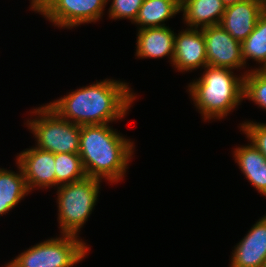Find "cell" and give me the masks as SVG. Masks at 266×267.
<instances>
[{
	"label": "cell",
	"instance_id": "obj_1",
	"mask_svg": "<svg viewBox=\"0 0 266 267\" xmlns=\"http://www.w3.org/2000/svg\"><path fill=\"white\" fill-rule=\"evenodd\" d=\"M131 91L127 83L105 79L47 105L76 125L108 124L127 114L136 97Z\"/></svg>",
	"mask_w": 266,
	"mask_h": 267
},
{
	"label": "cell",
	"instance_id": "obj_2",
	"mask_svg": "<svg viewBox=\"0 0 266 267\" xmlns=\"http://www.w3.org/2000/svg\"><path fill=\"white\" fill-rule=\"evenodd\" d=\"M133 144L108 124L82 125L78 154L86 176L111 183L122 180L134 152Z\"/></svg>",
	"mask_w": 266,
	"mask_h": 267
},
{
	"label": "cell",
	"instance_id": "obj_3",
	"mask_svg": "<svg viewBox=\"0 0 266 267\" xmlns=\"http://www.w3.org/2000/svg\"><path fill=\"white\" fill-rule=\"evenodd\" d=\"M202 77L188 90L204 120L223 119L243 101L244 75L234 76L231 69L206 65Z\"/></svg>",
	"mask_w": 266,
	"mask_h": 267
},
{
	"label": "cell",
	"instance_id": "obj_4",
	"mask_svg": "<svg viewBox=\"0 0 266 267\" xmlns=\"http://www.w3.org/2000/svg\"><path fill=\"white\" fill-rule=\"evenodd\" d=\"M101 180L85 177L57 189L58 220L62 234L78 236L96 205Z\"/></svg>",
	"mask_w": 266,
	"mask_h": 267
},
{
	"label": "cell",
	"instance_id": "obj_5",
	"mask_svg": "<svg viewBox=\"0 0 266 267\" xmlns=\"http://www.w3.org/2000/svg\"><path fill=\"white\" fill-rule=\"evenodd\" d=\"M31 113L38 116L27 120L31 133L37 139V148L54 154L79 152L81 125L61 118L48 105L38 107Z\"/></svg>",
	"mask_w": 266,
	"mask_h": 267
},
{
	"label": "cell",
	"instance_id": "obj_6",
	"mask_svg": "<svg viewBox=\"0 0 266 267\" xmlns=\"http://www.w3.org/2000/svg\"><path fill=\"white\" fill-rule=\"evenodd\" d=\"M34 245L10 261L12 267H71L82 261L89 247L78 236L61 234Z\"/></svg>",
	"mask_w": 266,
	"mask_h": 267
},
{
	"label": "cell",
	"instance_id": "obj_7",
	"mask_svg": "<svg viewBox=\"0 0 266 267\" xmlns=\"http://www.w3.org/2000/svg\"><path fill=\"white\" fill-rule=\"evenodd\" d=\"M107 3V0H51L39 13L55 26L70 29L98 21Z\"/></svg>",
	"mask_w": 266,
	"mask_h": 267
},
{
	"label": "cell",
	"instance_id": "obj_8",
	"mask_svg": "<svg viewBox=\"0 0 266 267\" xmlns=\"http://www.w3.org/2000/svg\"><path fill=\"white\" fill-rule=\"evenodd\" d=\"M206 46L207 65L227 69L246 67L241 42L231 37L220 25L202 28Z\"/></svg>",
	"mask_w": 266,
	"mask_h": 267
},
{
	"label": "cell",
	"instance_id": "obj_9",
	"mask_svg": "<svg viewBox=\"0 0 266 267\" xmlns=\"http://www.w3.org/2000/svg\"><path fill=\"white\" fill-rule=\"evenodd\" d=\"M28 190L56 185L55 154L37 147L22 151L17 156ZM35 187V188H34Z\"/></svg>",
	"mask_w": 266,
	"mask_h": 267
},
{
	"label": "cell",
	"instance_id": "obj_10",
	"mask_svg": "<svg viewBox=\"0 0 266 267\" xmlns=\"http://www.w3.org/2000/svg\"><path fill=\"white\" fill-rule=\"evenodd\" d=\"M266 8L265 0H246L226 6L220 26L239 42L254 30L260 14Z\"/></svg>",
	"mask_w": 266,
	"mask_h": 267
},
{
	"label": "cell",
	"instance_id": "obj_11",
	"mask_svg": "<svg viewBox=\"0 0 266 267\" xmlns=\"http://www.w3.org/2000/svg\"><path fill=\"white\" fill-rule=\"evenodd\" d=\"M178 71H192L207 65L206 46L202 29H183L174 40L172 63Z\"/></svg>",
	"mask_w": 266,
	"mask_h": 267
},
{
	"label": "cell",
	"instance_id": "obj_12",
	"mask_svg": "<svg viewBox=\"0 0 266 267\" xmlns=\"http://www.w3.org/2000/svg\"><path fill=\"white\" fill-rule=\"evenodd\" d=\"M230 267H264L266 215L259 219L233 250Z\"/></svg>",
	"mask_w": 266,
	"mask_h": 267
},
{
	"label": "cell",
	"instance_id": "obj_13",
	"mask_svg": "<svg viewBox=\"0 0 266 267\" xmlns=\"http://www.w3.org/2000/svg\"><path fill=\"white\" fill-rule=\"evenodd\" d=\"M175 33L168 28L154 27L138 30L136 56L139 58H162L174 56Z\"/></svg>",
	"mask_w": 266,
	"mask_h": 267
},
{
	"label": "cell",
	"instance_id": "obj_14",
	"mask_svg": "<svg viewBox=\"0 0 266 267\" xmlns=\"http://www.w3.org/2000/svg\"><path fill=\"white\" fill-rule=\"evenodd\" d=\"M226 6L222 0H184L181 11L186 25L190 28H205L219 25Z\"/></svg>",
	"mask_w": 266,
	"mask_h": 267
},
{
	"label": "cell",
	"instance_id": "obj_15",
	"mask_svg": "<svg viewBox=\"0 0 266 267\" xmlns=\"http://www.w3.org/2000/svg\"><path fill=\"white\" fill-rule=\"evenodd\" d=\"M235 161L258 193L266 196V158L251 142L234 150Z\"/></svg>",
	"mask_w": 266,
	"mask_h": 267
},
{
	"label": "cell",
	"instance_id": "obj_16",
	"mask_svg": "<svg viewBox=\"0 0 266 267\" xmlns=\"http://www.w3.org/2000/svg\"><path fill=\"white\" fill-rule=\"evenodd\" d=\"M180 11L179 0H144L134 23L141 26L139 30L164 27V22Z\"/></svg>",
	"mask_w": 266,
	"mask_h": 267
},
{
	"label": "cell",
	"instance_id": "obj_17",
	"mask_svg": "<svg viewBox=\"0 0 266 267\" xmlns=\"http://www.w3.org/2000/svg\"><path fill=\"white\" fill-rule=\"evenodd\" d=\"M19 172L0 168V215L8 213L30 192L21 167Z\"/></svg>",
	"mask_w": 266,
	"mask_h": 267
},
{
	"label": "cell",
	"instance_id": "obj_18",
	"mask_svg": "<svg viewBox=\"0 0 266 267\" xmlns=\"http://www.w3.org/2000/svg\"><path fill=\"white\" fill-rule=\"evenodd\" d=\"M244 64L247 59L261 63L259 69L266 70V8L260 14L254 30L241 42Z\"/></svg>",
	"mask_w": 266,
	"mask_h": 267
},
{
	"label": "cell",
	"instance_id": "obj_19",
	"mask_svg": "<svg viewBox=\"0 0 266 267\" xmlns=\"http://www.w3.org/2000/svg\"><path fill=\"white\" fill-rule=\"evenodd\" d=\"M55 172L57 187L79 181L86 177V173L78 153L55 154Z\"/></svg>",
	"mask_w": 266,
	"mask_h": 267
},
{
	"label": "cell",
	"instance_id": "obj_20",
	"mask_svg": "<svg viewBox=\"0 0 266 267\" xmlns=\"http://www.w3.org/2000/svg\"><path fill=\"white\" fill-rule=\"evenodd\" d=\"M248 71L244 72L243 98L266 110V70L256 68Z\"/></svg>",
	"mask_w": 266,
	"mask_h": 267
},
{
	"label": "cell",
	"instance_id": "obj_21",
	"mask_svg": "<svg viewBox=\"0 0 266 267\" xmlns=\"http://www.w3.org/2000/svg\"><path fill=\"white\" fill-rule=\"evenodd\" d=\"M143 1L144 0H113L109 8V17L112 19L126 18L134 23Z\"/></svg>",
	"mask_w": 266,
	"mask_h": 267
},
{
	"label": "cell",
	"instance_id": "obj_22",
	"mask_svg": "<svg viewBox=\"0 0 266 267\" xmlns=\"http://www.w3.org/2000/svg\"><path fill=\"white\" fill-rule=\"evenodd\" d=\"M247 138L266 158V123L244 122L241 125Z\"/></svg>",
	"mask_w": 266,
	"mask_h": 267
},
{
	"label": "cell",
	"instance_id": "obj_23",
	"mask_svg": "<svg viewBox=\"0 0 266 267\" xmlns=\"http://www.w3.org/2000/svg\"><path fill=\"white\" fill-rule=\"evenodd\" d=\"M50 1L51 0H31V9L39 13Z\"/></svg>",
	"mask_w": 266,
	"mask_h": 267
},
{
	"label": "cell",
	"instance_id": "obj_24",
	"mask_svg": "<svg viewBox=\"0 0 266 267\" xmlns=\"http://www.w3.org/2000/svg\"><path fill=\"white\" fill-rule=\"evenodd\" d=\"M225 6L233 5L246 0H222Z\"/></svg>",
	"mask_w": 266,
	"mask_h": 267
},
{
	"label": "cell",
	"instance_id": "obj_25",
	"mask_svg": "<svg viewBox=\"0 0 266 267\" xmlns=\"http://www.w3.org/2000/svg\"><path fill=\"white\" fill-rule=\"evenodd\" d=\"M7 265V266H6ZM5 265V267H12L9 262Z\"/></svg>",
	"mask_w": 266,
	"mask_h": 267
}]
</instances>
